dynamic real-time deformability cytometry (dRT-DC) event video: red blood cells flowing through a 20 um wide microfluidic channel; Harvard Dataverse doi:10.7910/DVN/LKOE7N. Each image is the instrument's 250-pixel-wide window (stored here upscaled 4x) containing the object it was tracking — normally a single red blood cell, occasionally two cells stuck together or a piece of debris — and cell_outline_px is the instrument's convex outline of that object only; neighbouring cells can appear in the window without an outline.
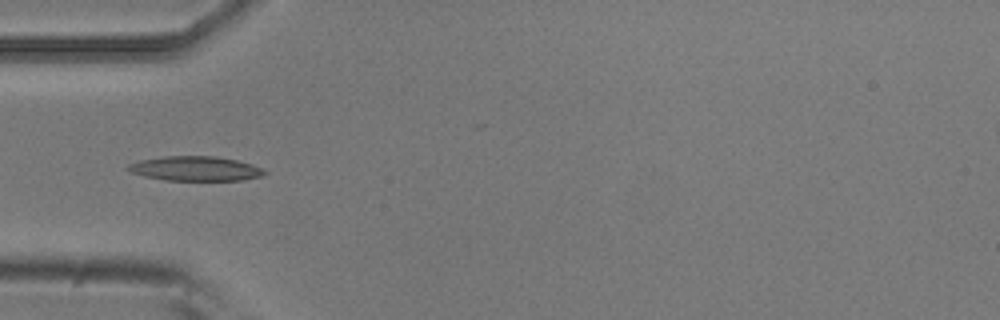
{"species": "common noctule bat (a hibernating species)", "species_latin": "Nyctalus noctula", "temperature_condition": "room temperature", "stored_images_in_passage": 5, "camera_frame_rate_fps": 3000, "um_per_image_px": 0.085, "animal": {"sex": "male", "body_mass_g": 20.5, "forearm_length_mm": 52.5}, "frame": {"image": 1, "passage_image": 5, "time_ms": 1.333, "image_size_px": [1000, 320], "cell_outline_px": [[268, 172], [260, 176], [244, 180], [164, 180], [144, 176], [132, 172], [124, 168], [128, 164], [140, 160], [164, 156], [216, 156], [236, 160], [252, 164]], "centroid_in_image_um": [16.58, 14.33], "position_along_channel_um": 68.4, "area_um2": 19.48}}